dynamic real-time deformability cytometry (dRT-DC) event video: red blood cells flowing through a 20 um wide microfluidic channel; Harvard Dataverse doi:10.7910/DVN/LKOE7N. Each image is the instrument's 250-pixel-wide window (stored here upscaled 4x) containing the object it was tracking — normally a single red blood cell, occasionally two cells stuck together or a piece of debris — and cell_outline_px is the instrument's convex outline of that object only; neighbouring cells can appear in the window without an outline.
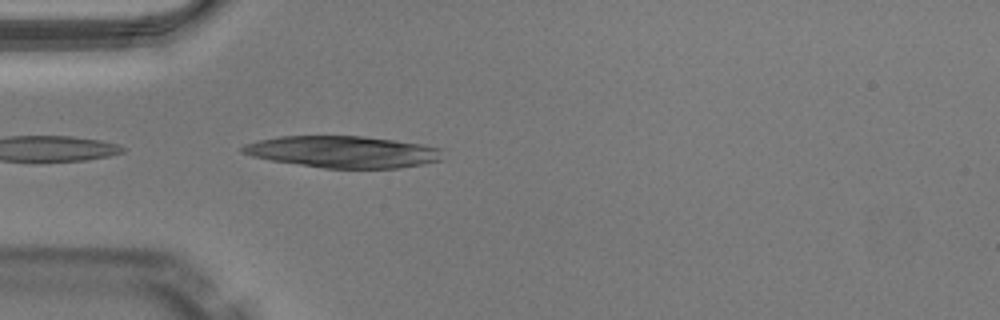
{"species": "Egyptian fruit bat (a non-hibernating species)", "species_latin": "Rousettus aegyptiacus", "temperature_condition": "warm", "stored_images_in_passage": 5, "camera_frame_rate_fps": 3000, "um_per_image_px": 0.085, "animal": {"sex": "male"}, "frame": {"image": 1, "passage_image": 1, "time_ms": 0.0, "image_size_px": [1000, 320], "cell_outline_px": [[444, 160], [424, 164], [400, 168], [324, 168], [272, 160], [252, 156], [240, 152], [240, 148], [244, 144], [260, 140], [280, 136], [364, 136], [396, 140], [424, 144], [440, 148]], "centroid_in_image_um": [29.2, 12.9], "position_along_channel_um": 55.8, "area_um2": 37.17}}